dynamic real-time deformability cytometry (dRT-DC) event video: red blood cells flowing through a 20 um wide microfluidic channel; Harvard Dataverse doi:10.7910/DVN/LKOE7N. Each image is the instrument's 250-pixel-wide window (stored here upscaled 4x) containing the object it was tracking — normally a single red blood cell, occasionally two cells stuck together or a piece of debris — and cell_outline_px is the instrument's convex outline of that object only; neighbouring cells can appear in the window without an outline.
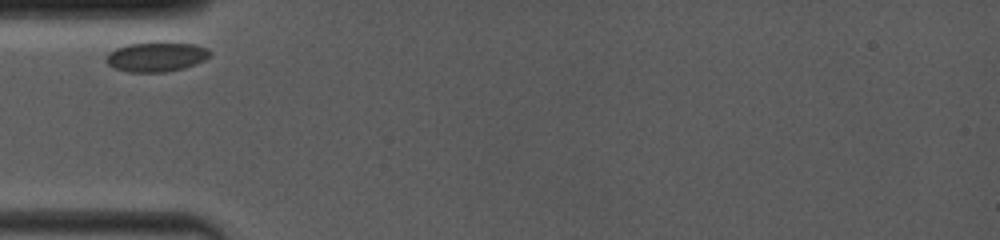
{"species": "common noctule bat (a hibernating species)", "species_latin": "Nyctalus noctula", "temperature_condition": "room temperature", "stored_images_in_passage": 2, "camera_frame_rate_fps": 4000, "um_per_image_px": 0.085, "animal": {"sex": "female", "body_mass_g": 19.0, "forearm_length_mm": 53.3}, "frame": {"image": 1, "passage_image": 1, "time_ms": 0.0, "image_size_px": [1000, 240], "cell_outline_px": [[212, 52], [204, 60], [196, 64], [184, 68], [164, 72], [128, 72], [112, 68], [104, 60], [108, 52], [116, 48], [128, 44], [196, 44], [208, 48]], "centroid_in_image_um": [13.25, 4.86], "position_along_channel_um": 71.7, "area_um2": 17.63}}